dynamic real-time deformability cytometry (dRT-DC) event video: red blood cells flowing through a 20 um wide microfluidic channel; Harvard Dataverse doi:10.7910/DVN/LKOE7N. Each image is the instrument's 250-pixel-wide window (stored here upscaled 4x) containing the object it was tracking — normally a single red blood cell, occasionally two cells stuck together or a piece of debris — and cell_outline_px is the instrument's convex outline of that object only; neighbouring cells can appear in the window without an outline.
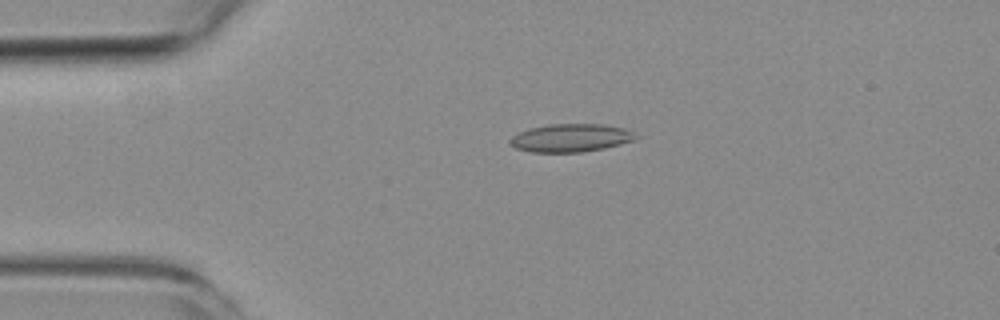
{"species": "common noctule bat (a hibernating species)", "species_latin": "Nyctalus noctula", "temperature_condition": "room temperature", "stored_images_in_passage": 5, "camera_frame_rate_fps": 3000, "um_per_image_px": 0.085, "animal": {"sex": "female", "body_mass_g": 19.3, "forearm_length_mm": 54.1}, "frame": {"image": 1, "passage_image": 4, "time_ms": 3.333, "image_size_px": [1000, 320], "cell_outline_px": [[640, 136], [636, 140], [604, 148], [580, 152], [532, 152], [516, 148], [508, 140], [512, 136], [528, 128], [548, 124], [604, 124], [624, 128]], "centroid_in_image_um": [48.54, 11.71], "position_along_channel_um": 36.5, "area_um2": 20.58}}